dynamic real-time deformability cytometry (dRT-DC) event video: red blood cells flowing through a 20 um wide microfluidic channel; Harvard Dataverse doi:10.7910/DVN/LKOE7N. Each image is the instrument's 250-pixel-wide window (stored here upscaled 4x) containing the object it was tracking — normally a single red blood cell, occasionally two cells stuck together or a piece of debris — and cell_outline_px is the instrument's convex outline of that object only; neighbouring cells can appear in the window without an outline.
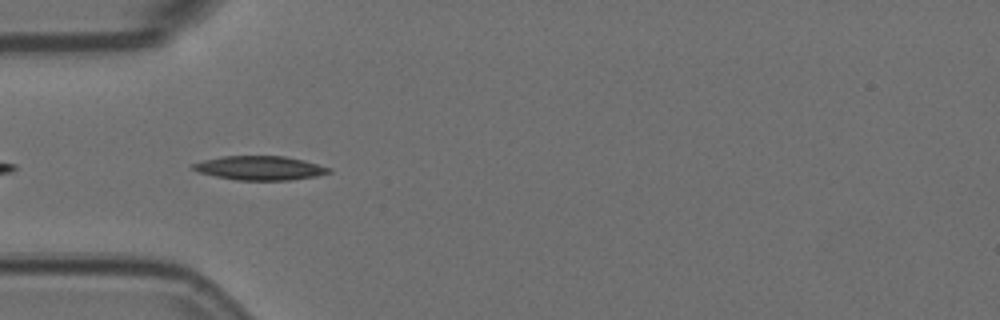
{"species": "Egyptian fruit bat (a non-hibernating species)", "species_latin": "Rousettus aegyptiacus", "temperature_condition": "room temperature", "stored_images_in_passage": 15, "camera_frame_rate_fps": 3000, "um_per_image_px": 0.085, "animal": {"sex": "female"}, "frame": {"image": 1, "passage_image": 3, "time_ms": 0.667, "image_size_px": [1000, 320], "cell_outline_px": [[332, 172], [316, 176], [288, 180], [236, 180], [216, 176], [200, 172], [192, 168], [192, 164], [204, 160], [220, 156], [284, 156], [304, 160], [332, 168]], "centroid_in_image_um": [22.12, 14.27], "position_along_channel_um": 62.9, "area_um2": 18.96}}
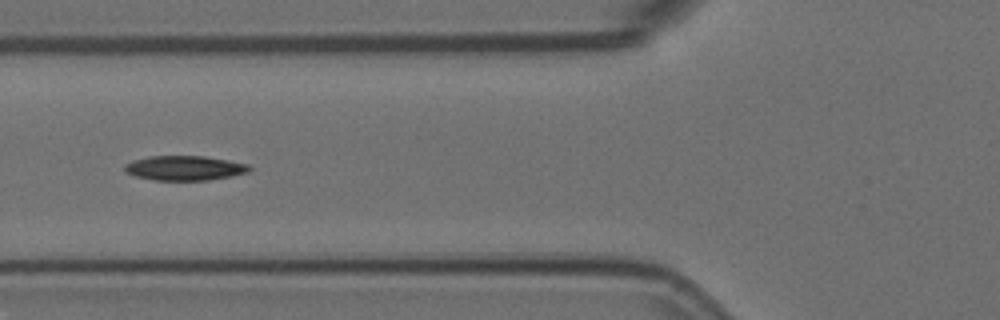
{"frame": {"image": 2, "passage_image": 7, "time_ms": 2.0, "image_size_px": [1000, 320], "cell_outline_px": [[252, 168], [248, 172], [232, 176], [208, 180], [152, 180], [136, 176], [124, 172], [124, 164], [132, 160], [152, 156], [204, 156], [228, 160], [248, 164]], "centroid_in_image_um": [15.68, 14.28], "position_along_channel_um": 110.1, "area_um2": 17.98}}
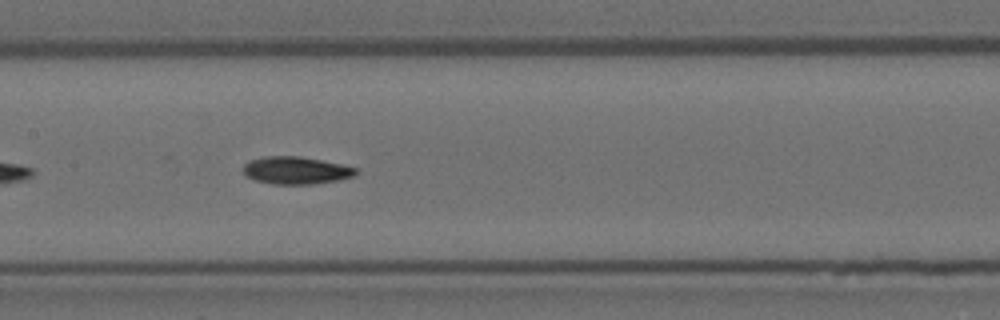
{"frame": {"image": 3, "passage_image": 13, "time_ms": 4.0, "image_size_px": [1000, 320], "cell_outline_px": [[360, 168], [352, 176], [336, 180], [312, 184], [272, 184], [256, 180], [248, 176], [244, 172], [244, 164], [248, 160], [264, 156], [300, 156]], "centroid_in_image_um": [25.14, 14.47], "position_along_channel_um": 182.3, "area_um2": 17.86}}